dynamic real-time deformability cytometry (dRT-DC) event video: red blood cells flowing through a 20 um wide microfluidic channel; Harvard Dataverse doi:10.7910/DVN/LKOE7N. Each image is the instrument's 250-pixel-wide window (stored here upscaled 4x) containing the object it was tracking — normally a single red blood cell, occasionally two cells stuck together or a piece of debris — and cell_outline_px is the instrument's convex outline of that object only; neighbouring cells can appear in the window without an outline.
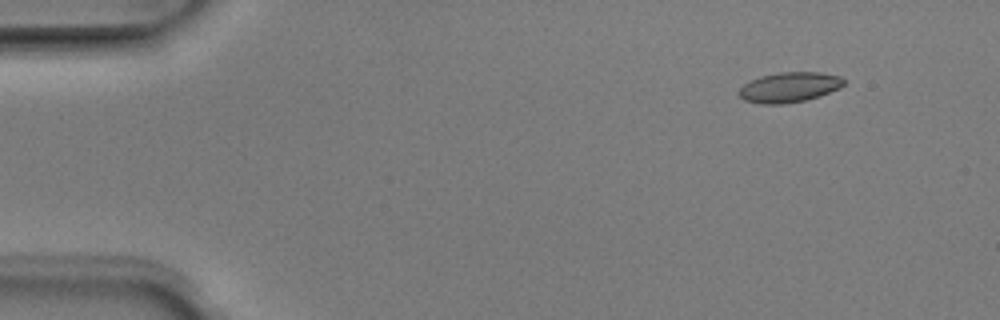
{"species": "Egyptian fruit bat (a non-hibernating species)", "species_latin": "Rousettus aegyptiacus", "temperature_condition": "room temperature", "stored_images_in_passage": 5, "camera_frame_rate_fps": 3000, "um_per_image_px": 0.085, "animal": {"sex": "male"}, "frame": {"image": 1, "passage_image": 2, "time_ms": 0.333, "image_size_px": [1000, 320], "cell_outline_px": [[844, 84], [840, 88], [820, 96], [804, 100], [784, 104], [760, 104], [744, 100], [736, 92], [744, 84], [760, 76], [780, 72], [820, 72], [840, 76], [844, 80]], "centroid_in_image_um": [67.08, 7.42], "position_along_channel_um": 17.9, "area_um2": 18.44}}
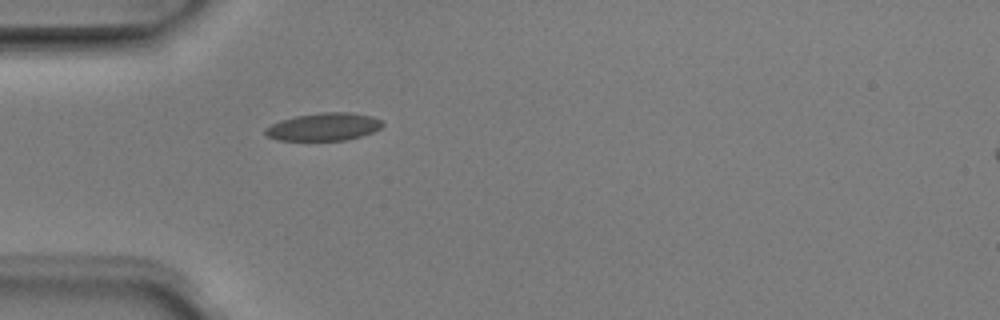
{"frame": {"image": 2, "passage_image": 5, "time_ms": 1.333, "image_size_px": [1000, 320], "cell_outline_px": [[384, 124], [380, 128], [372, 132], [360, 136], [344, 140], [276, 140], [268, 136], [264, 132], [264, 128], [280, 120], [296, 116], [320, 112], [348, 112], [372, 116], [380, 120]], "centroid_in_image_um": [27.5, 10.77], "position_along_channel_um": 57.5, "area_um2": 18.84}}